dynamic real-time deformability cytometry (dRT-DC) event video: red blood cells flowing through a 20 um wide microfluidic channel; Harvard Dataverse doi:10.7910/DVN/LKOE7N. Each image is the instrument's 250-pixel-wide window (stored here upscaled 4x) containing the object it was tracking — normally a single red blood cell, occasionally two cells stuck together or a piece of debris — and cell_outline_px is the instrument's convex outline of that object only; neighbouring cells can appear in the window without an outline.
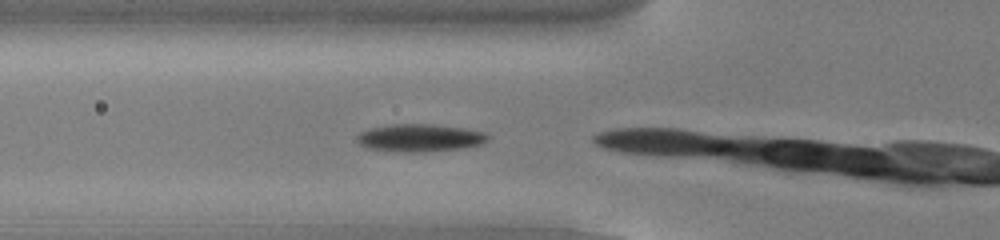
{"species": "common noctule bat (a hibernating species)", "species_latin": "Nyctalus noctula", "temperature_condition": "cold", "stored_images_in_passage": 8, "camera_frame_rate_fps": 3000, "um_per_image_px": 0.085, "animal": {"sex": "male", "body_mass_g": 13.0, "forearm_length_mm": 53.1}, "frame": {"image": 1, "passage_image": 5, "time_ms": 1.333, "image_size_px": [1000, 240], "cell_outline_px": [[488, 140], [480, 144], [460, 148], [424, 152], [404, 152], [368, 148], [360, 144], [356, 140], [356, 136], [360, 132], [368, 128], [392, 124], [432, 124], [464, 128], [484, 132], [488, 136]], "centroid_in_image_um": [35.64, 11.71], "position_along_channel_um": 90.2, "area_um2": 20.98}}